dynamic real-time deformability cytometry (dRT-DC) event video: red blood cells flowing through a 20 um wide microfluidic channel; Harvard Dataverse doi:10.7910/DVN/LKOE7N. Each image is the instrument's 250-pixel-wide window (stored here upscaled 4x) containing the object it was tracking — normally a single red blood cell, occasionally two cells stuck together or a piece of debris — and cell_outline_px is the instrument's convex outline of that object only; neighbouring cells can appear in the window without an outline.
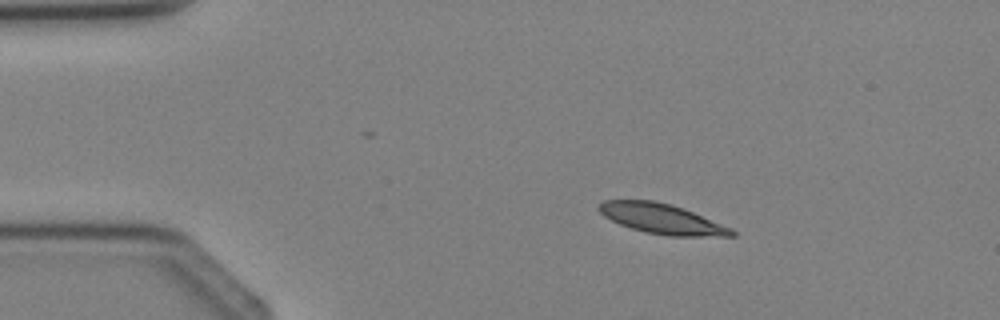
{"species": "Egyptian fruit bat (a non-hibernating species)", "species_latin": "Rousettus aegyptiacus", "temperature_condition": "cold", "stored_images_in_passage": 2, "camera_frame_rate_fps": 3000, "um_per_image_px": 0.085, "animal": {"sex": "female"}, "frame": {"image": 1, "passage_image": 1, "time_ms": 0.0, "image_size_px": [1000, 320], "cell_outline_px": [[736, 236], [668, 236], [644, 232], [620, 224], [604, 216], [596, 208], [604, 200], [652, 200], [668, 204], [692, 212], [732, 228], [736, 232]], "centroid_in_image_um": [56.25, 18.61], "position_along_channel_um": 28.8, "area_um2": 22.95}}